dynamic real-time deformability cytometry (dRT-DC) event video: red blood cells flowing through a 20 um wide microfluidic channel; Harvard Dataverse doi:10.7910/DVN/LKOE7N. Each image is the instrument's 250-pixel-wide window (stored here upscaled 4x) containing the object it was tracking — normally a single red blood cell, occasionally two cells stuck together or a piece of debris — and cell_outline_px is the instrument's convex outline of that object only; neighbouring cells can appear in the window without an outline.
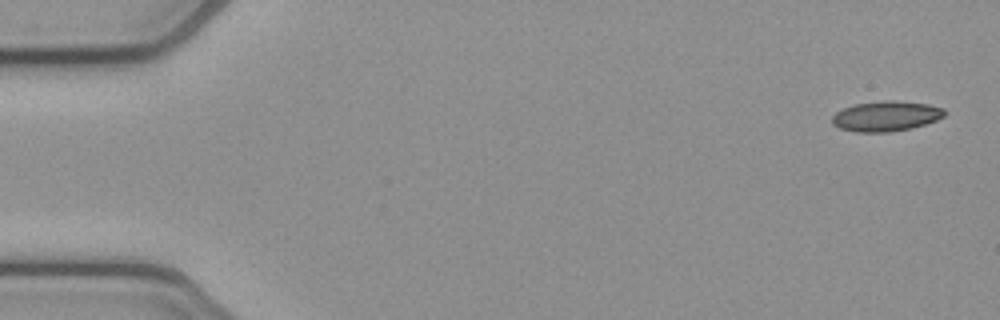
{"species": "common noctule bat (a hibernating species)", "species_latin": "Nyctalus noctula", "temperature_condition": "cold", "stored_images_in_passage": 6, "camera_frame_rate_fps": 3000, "um_per_image_px": 0.085, "animal": {"sex": "female", "body_mass_g": 21.9}, "frame": {"image": 1, "passage_image": 1, "time_ms": 0.0, "image_size_px": [1000, 320], "cell_outline_px": [[948, 112], [944, 116], [936, 120], [924, 124], [908, 128], [888, 132], [856, 132], [840, 128], [832, 124], [832, 116], [836, 112], [844, 108], [856, 104], [884, 100], [896, 100], [928, 104], [944, 108]], "centroid_in_image_um": [75.32, 9.86], "position_along_channel_um": 9.7, "area_um2": 19.71}}
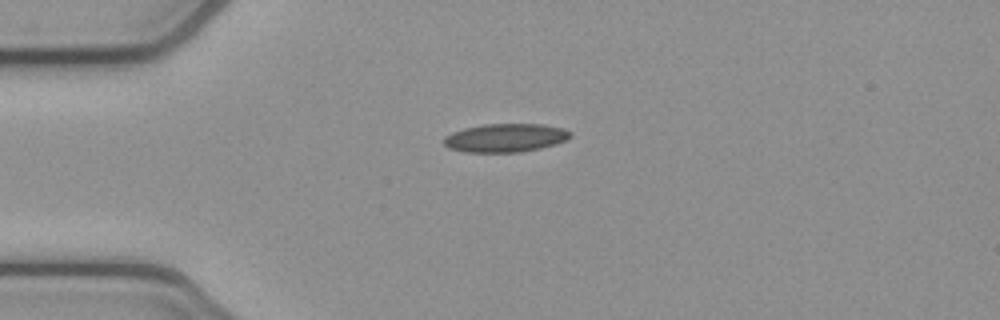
{"frame": {"image": 2, "passage_image": 4, "time_ms": 1.0, "image_size_px": [1000, 320], "cell_outline_px": [[572, 136], [568, 140], [556, 144], [540, 148], [520, 152], [464, 152], [448, 148], [444, 144], [444, 136], [452, 132], [464, 128], [484, 124], [540, 124], [564, 128], [572, 132]], "centroid_in_image_um": [42.98, 11.71], "position_along_channel_um": 42.0, "area_um2": 21.15}}
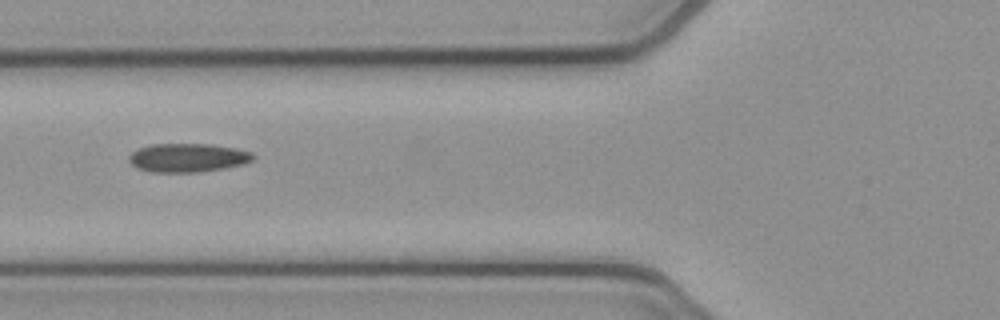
{"frame": {"image": 3, "passage_image": 6, "time_ms": 1.667, "image_size_px": [1000, 320], "cell_outline_px": [[256, 156], [252, 160], [244, 164], [224, 168], [196, 172], [152, 172], [136, 168], [128, 160], [128, 156], [132, 152], [140, 148], [152, 144], [212, 144], [236, 148], [252, 152]], "centroid_in_image_um": [15.97, 13.4], "position_along_channel_um": 109.8, "area_um2": 20.81}}